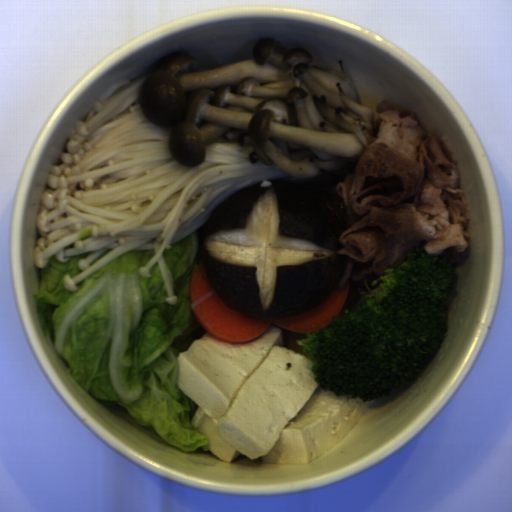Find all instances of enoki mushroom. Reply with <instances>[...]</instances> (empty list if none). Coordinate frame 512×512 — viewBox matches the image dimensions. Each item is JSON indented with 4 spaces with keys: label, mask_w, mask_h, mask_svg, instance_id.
Instances as JSON below:
<instances>
[{
    "label": "enoki mushroom",
    "mask_w": 512,
    "mask_h": 512,
    "mask_svg": "<svg viewBox=\"0 0 512 512\" xmlns=\"http://www.w3.org/2000/svg\"><path fill=\"white\" fill-rule=\"evenodd\" d=\"M147 78L104 90L75 122L47 175L33 266L42 270L52 257L63 263L90 252L76 261L82 272L64 274L66 291L126 252L153 251L138 271L149 276L157 262L164 300L176 304L165 250L203 228L226 196L265 179H287L277 168L251 164L252 145L230 139L208 142L198 166L177 164L168 143L171 127H159L141 110Z\"/></svg>",
    "instance_id": "enoki-mushroom-1"
}]
</instances>
